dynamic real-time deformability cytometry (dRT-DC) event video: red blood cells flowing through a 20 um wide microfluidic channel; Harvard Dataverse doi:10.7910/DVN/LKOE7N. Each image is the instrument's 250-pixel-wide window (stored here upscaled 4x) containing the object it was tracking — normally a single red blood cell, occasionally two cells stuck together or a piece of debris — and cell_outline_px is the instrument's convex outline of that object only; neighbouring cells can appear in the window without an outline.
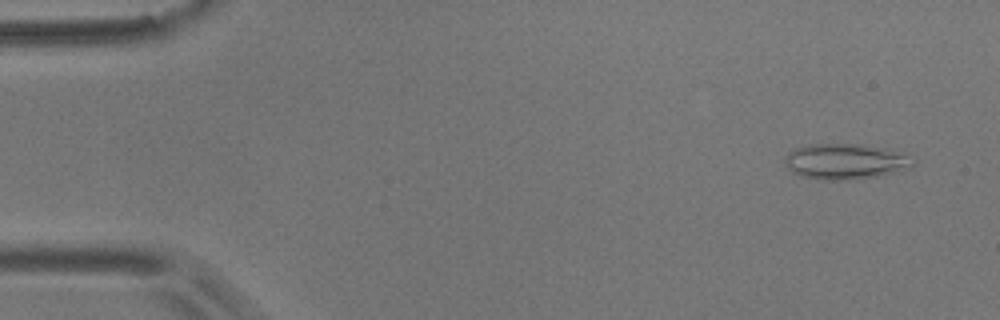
{"species": "common noctule bat (a hibernating species)", "species_latin": "Nyctalus noctula", "temperature_condition": "room temperature", "stored_images_in_passage": 29, "camera_frame_rate_fps": 3000, "um_per_image_px": 0.085, "animal": {"sex": "male", "body_mass_g": 17.9}, "frame": {"image": 1, "passage_image": 4, "time_ms": 1.0, "image_size_px": [1000, 320], "cell_outline_px": [[916, 160], [912, 164], [892, 172], [876, 176], [856, 180], [828, 180], [800, 176], [792, 172], [788, 168], [784, 160], [788, 152], [792, 148], [808, 144], [860, 144], [884, 148]], "centroid_in_image_um": [71.73, 13.72], "position_along_channel_um": 13.3, "area_um2": 26.18}}
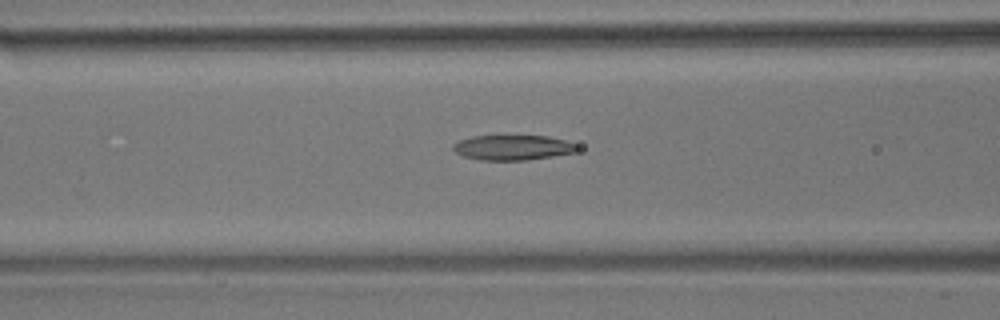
{"frame": {"image": 2, "passage_image": 23, "time_ms": 7.333, "image_size_px": [1000, 320], "cell_outline_px": [[580, 148], [576, 152], [552, 156], [524, 160], [480, 160], [464, 156], [456, 152], [452, 148], [452, 144], [460, 140], [472, 136], [548, 136], [564, 140], [576, 144]], "centroid_in_image_um": [43.59, 12.54], "position_along_channel_um": 123.0, "area_um2": 18.03}}
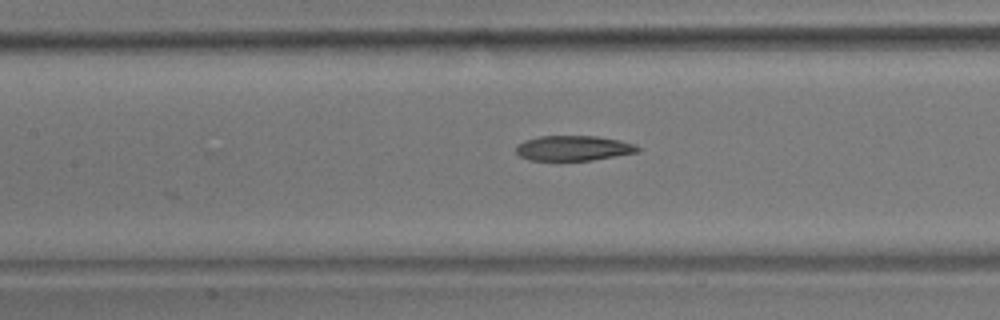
{"frame": {"image": 3, "passage_image": 26, "time_ms": 8.333, "image_size_px": [1000, 320], "cell_outline_px": [[640, 152], [592, 160], [560, 164], [528, 160], [520, 156], [516, 152], [516, 144], [524, 140], [540, 136], [596, 136], [620, 140], [632, 144], [640, 148]], "centroid_in_image_um": [48.66, 12.65], "position_along_channel_um": 158.7, "area_um2": 18.73}}